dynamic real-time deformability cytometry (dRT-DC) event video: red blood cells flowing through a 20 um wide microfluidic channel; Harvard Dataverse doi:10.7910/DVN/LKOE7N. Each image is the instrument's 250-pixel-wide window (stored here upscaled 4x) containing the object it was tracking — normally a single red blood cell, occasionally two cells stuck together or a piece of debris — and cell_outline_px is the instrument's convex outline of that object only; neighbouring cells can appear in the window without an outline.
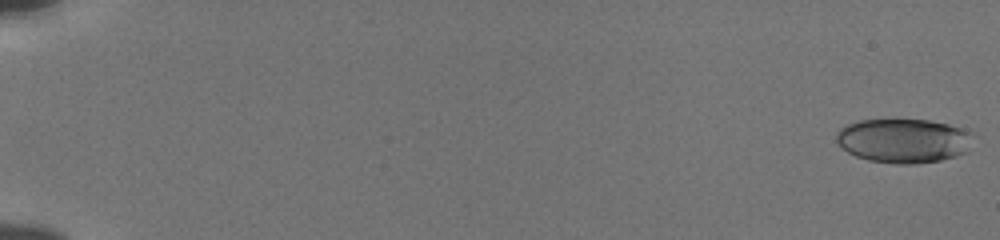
{"species": "human", "species_latin": "Homo sapiens", "temperature_condition": "cold", "stored_images_in_passage": 46, "camera_frame_rate_fps": 3000, "um_per_image_px": 0.085, "donor": {"sex": "male"}, "frame": {"image": 1, "passage_image": 1, "time_ms": 0.0, "image_size_px": [1000, 240], "cell_outline_px": [[972, 132], [964, 152], [956, 156], [940, 160], [916, 164], [896, 164], [868, 160], [856, 156], [848, 152], [836, 140], [836, 132], [840, 128], [848, 124], [860, 120], [928, 120], [948, 124]], "centroid_in_image_um": [76.75, 11.96], "position_along_channel_um": 8.2, "area_um2": 34.8}}
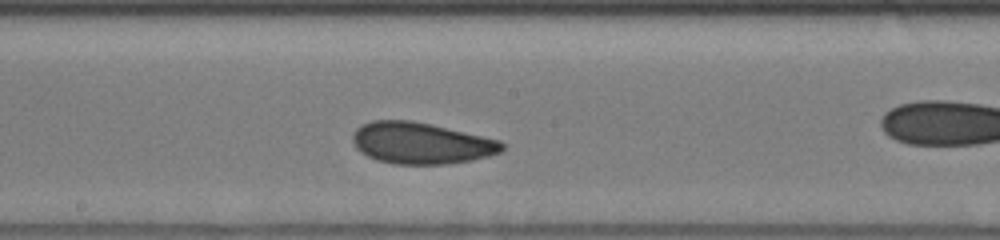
{"frame": {"image": 2, "passage_image": 29, "time_ms": 9.333, "image_size_px": [1000, 240], "cell_outline_px": [[504, 148], [500, 152], [488, 156], [472, 160], [444, 164], [392, 164], [376, 160], [360, 152], [356, 148], [352, 140], [352, 136], [356, 128], [360, 124], [372, 120], [412, 120], [432, 124], [500, 140], [504, 144]], "centroid_in_image_um": [35.76, 12.16], "position_along_channel_um": 212.4, "area_um2": 36.3}}
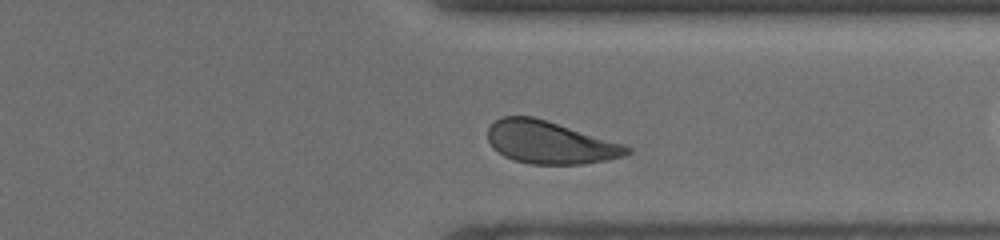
{"frame": {"image": 3, "passage_image": 41, "time_ms": 13.333, "image_size_px": [1000, 240], "cell_outline_px": [[632, 152], [624, 156], [608, 160], [584, 164], [532, 164], [516, 160], [504, 156], [492, 148], [488, 140], [488, 128], [496, 120], [504, 116], [532, 116], [548, 120], [624, 144], [632, 148]], "centroid_in_image_um": [46.77, 12.11], "position_along_channel_um": 364.6, "area_um2": 34.62}, "authors_computed_cell_mechanics": {"area_um2": 35.3736, "velocity_mm_per_s": 3.7964, "shape_relaxation_time_tau1_ms": 4.4838, "shape_relaxation_time_tau2_ms": 1.3929, "deformation_change_tau1": 0.1039, "deformation_change_tau2": 0.077}}